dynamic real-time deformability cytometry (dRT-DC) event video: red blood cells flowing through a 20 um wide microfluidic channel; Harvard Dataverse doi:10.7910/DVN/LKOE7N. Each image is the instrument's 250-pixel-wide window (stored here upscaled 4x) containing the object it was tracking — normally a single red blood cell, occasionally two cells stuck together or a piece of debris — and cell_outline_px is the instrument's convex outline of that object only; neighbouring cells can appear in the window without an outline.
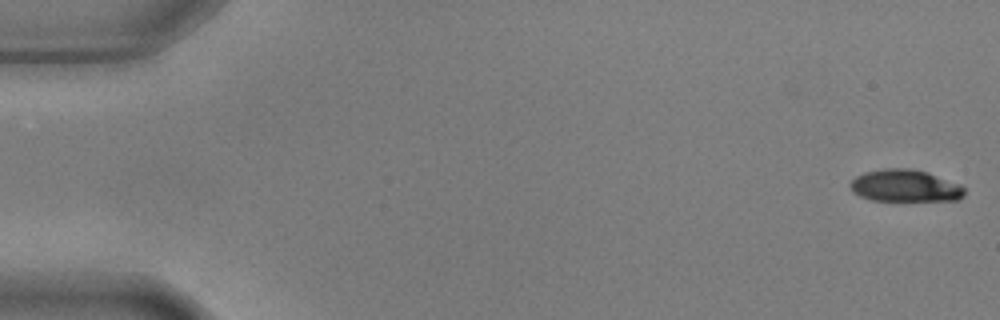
{"species": "common noctule bat (a hibernating species)", "species_latin": "Nyctalus noctula", "temperature_condition": "warm", "stored_images_in_passage": 9, "camera_frame_rate_fps": 3000, "um_per_image_px": 0.085, "animal": {"sex": "male", "body_mass_g": 17.9, "forearm_length_mm": 54.2}, "frame": {"image": 1, "passage_image": 1, "time_ms": 0.0, "image_size_px": [1000, 320], "cell_outline_px": [[964, 196], [956, 200], [872, 200], [860, 196], [852, 192], [848, 184], [856, 176], [864, 172], [884, 168], [908, 168], [928, 172], [960, 184], [964, 188]], "centroid_in_image_um": [76.9, 15.78], "position_along_channel_um": 8.1, "area_um2": 21.39}}